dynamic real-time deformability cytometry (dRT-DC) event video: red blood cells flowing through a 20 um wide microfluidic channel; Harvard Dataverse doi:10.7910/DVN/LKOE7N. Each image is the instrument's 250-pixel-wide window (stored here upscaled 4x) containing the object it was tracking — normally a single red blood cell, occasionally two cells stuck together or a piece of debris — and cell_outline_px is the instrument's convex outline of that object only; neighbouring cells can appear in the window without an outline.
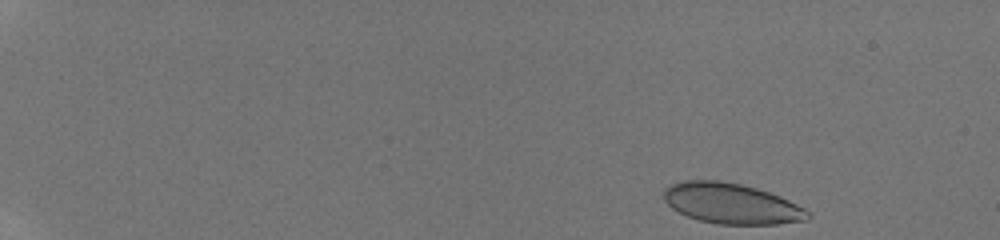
{"species": "human", "species_latin": "Homo sapiens", "temperature_condition": "room temperature", "stored_images_in_passage": 26, "camera_frame_rate_fps": 3000, "um_per_image_px": 0.085, "donor": {"sex": "male"}, "frame": {"image": 1, "passage_image": 1, "time_ms": 0.0, "image_size_px": [1000, 240], "cell_outline_px": [[812, 216], [808, 220], [776, 224], [716, 224], [700, 220], [688, 216], [672, 208], [664, 200], [664, 188], [672, 184], [684, 180], [716, 180], [740, 184], [756, 188], [768, 192], [788, 200], [804, 208]], "centroid_in_image_um": [62.17, 17.3], "position_along_channel_um": 22.8, "area_um2": 33.76}}
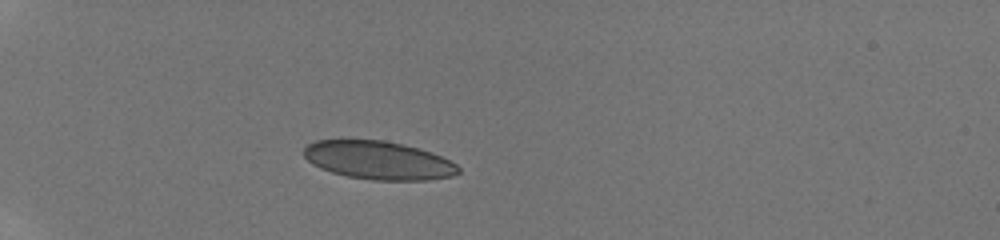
{"frame": {"image": 2, "passage_image": 22, "time_ms": 3.667, "image_size_px": [1000, 240], "cell_outline_px": [[460, 172], [452, 176], [428, 180], [372, 180], [348, 176], [332, 172], [320, 168], [312, 164], [304, 156], [304, 148], [308, 144], [316, 140], [384, 140], [404, 144], [420, 148], [432, 152], [456, 164], [460, 168]], "centroid_in_image_um": [32.18, 13.62], "position_along_channel_um": 52.8, "area_um2": 34.51}}